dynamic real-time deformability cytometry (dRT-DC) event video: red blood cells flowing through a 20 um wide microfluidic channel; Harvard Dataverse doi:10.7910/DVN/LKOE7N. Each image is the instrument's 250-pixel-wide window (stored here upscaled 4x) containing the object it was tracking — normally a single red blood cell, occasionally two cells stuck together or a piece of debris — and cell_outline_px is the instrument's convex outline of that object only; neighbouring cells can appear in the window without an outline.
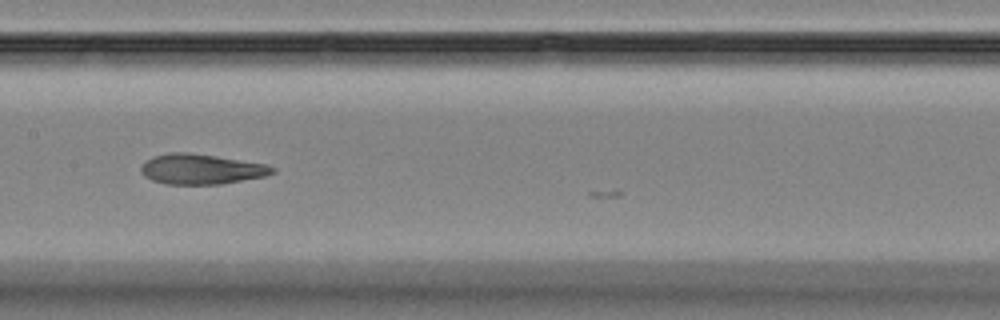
{"species": "Egyptian fruit bat (a non-hibernating species)", "species_latin": "Rousettus aegyptiacus", "temperature_condition": "room temperature", "stored_images_in_passage": 8, "camera_frame_rate_fps": 3000, "um_per_image_px": 0.085, "animal": {"sex": "female"}, "frame": {"image": 1, "passage_image": 6, "time_ms": 6.0, "image_size_px": [1000, 320], "cell_outline_px": [[276, 172], [264, 176], [220, 184], [164, 184], [152, 180], [144, 176], [140, 172], [140, 168], [152, 156], [168, 152], [188, 152], [216, 156], [264, 164], [276, 168]], "centroid_in_image_um": [17.07, 14.37], "position_along_channel_um": 190.3, "area_um2": 23.0}}
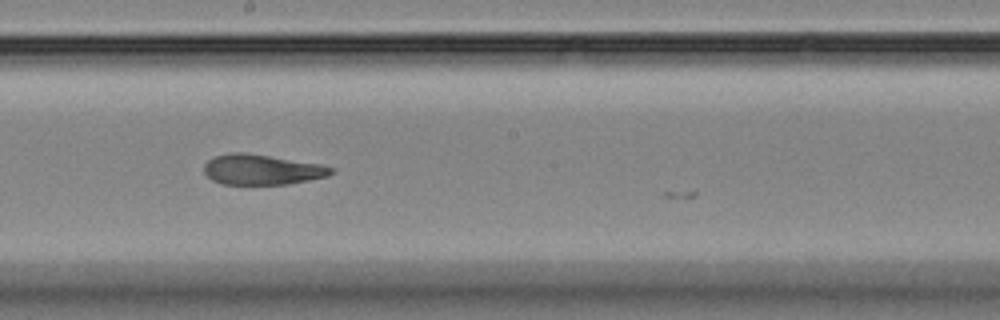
{"frame": {"image": 2, "passage_image": 7, "time_ms": 7.0, "image_size_px": [1000, 320], "cell_outline_px": [[336, 172], [328, 176], [288, 184], [220, 184], [212, 180], [204, 172], [204, 164], [208, 160], [216, 156], [232, 152], [244, 152], [320, 164], [336, 168]], "centroid_in_image_um": [22.28, 14.42], "position_along_channel_um": 225.9, "area_um2": 22.43}}